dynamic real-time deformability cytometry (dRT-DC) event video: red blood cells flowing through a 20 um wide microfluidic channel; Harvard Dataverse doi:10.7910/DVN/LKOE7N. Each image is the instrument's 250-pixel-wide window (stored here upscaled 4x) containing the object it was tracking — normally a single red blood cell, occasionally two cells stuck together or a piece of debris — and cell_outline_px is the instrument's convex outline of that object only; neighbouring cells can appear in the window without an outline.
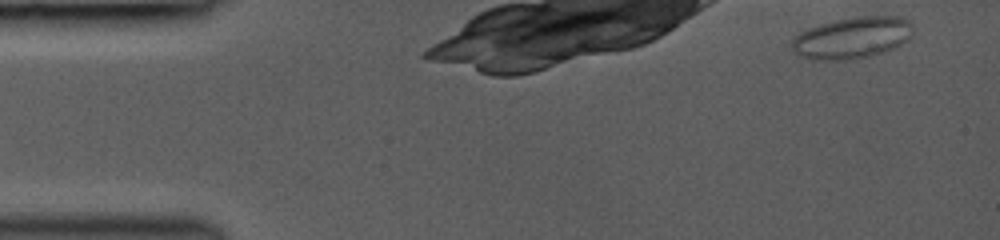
{"species": "common noctule bat (a hibernating species)", "species_latin": "Nyctalus noctula", "temperature_condition": "room temperature", "stored_images_in_passage": 31, "camera_frame_rate_fps": 3000, "um_per_image_px": 0.085, "animal": {"sex": "female", "body_mass_g": 19.0, "forearm_length_mm": 53.3}, "frame": {"image": 1, "passage_image": 1, "time_ms": 0.0, "image_size_px": [1000, 240], "cell_outline_px": [[912, 36], [908, 40], [892, 48], [868, 56], [840, 60], [816, 60], [800, 56], [792, 48], [792, 40], [800, 32], [808, 28], [836, 20], [860, 16], [900, 16], [908, 20], [912, 24]], "centroid_in_image_um": [72.45, 3.2], "position_along_channel_um": 12.6, "area_um2": 28.96}}
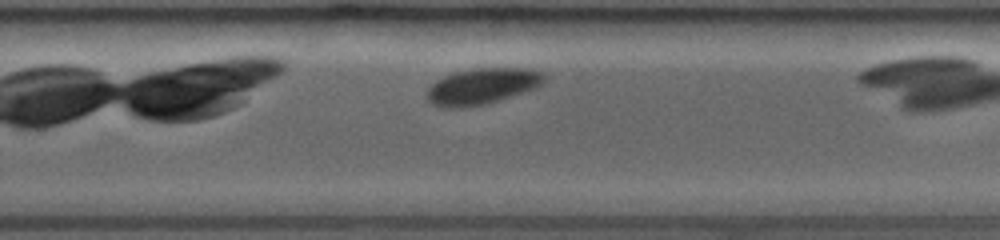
{"frame": {"image": 2, "passage_image": 23, "time_ms": 8.333, "image_size_px": [1000, 240], "cell_outline_px": [[544, 80], [536, 88], [484, 104], [464, 108], [448, 108], [432, 104], [428, 100], [424, 92], [436, 80], [444, 76], [456, 72], [476, 68], [528, 68], [540, 72], [544, 76]], "centroid_in_image_um": [40.92, 7.33], "position_along_channel_um": 288.9, "area_um2": 24.45}}
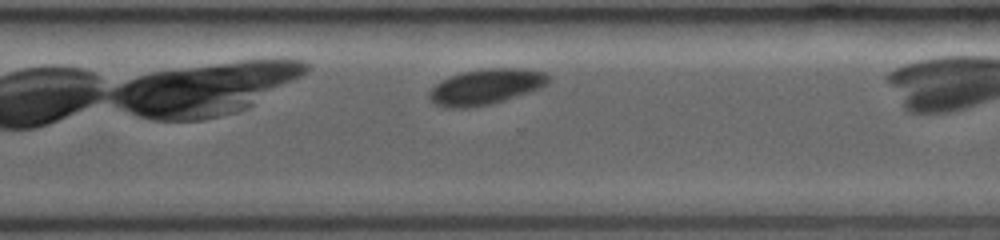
{"frame": {"image": 3, "passage_image": 26, "time_ms": 9.333, "image_size_px": [1000, 240], "cell_outline_px": [[552, 80], [548, 84], [540, 88], [504, 100], [488, 104], [468, 108], [444, 108], [436, 104], [428, 96], [428, 92], [436, 84], [452, 76], [464, 72], [484, 68], [520, 68], [544, 72], [552, 76]], "centroid_in_image_um": [41.34, 7.37], "position_along_channel_um": 329.3, "area_um2": 24.57}}